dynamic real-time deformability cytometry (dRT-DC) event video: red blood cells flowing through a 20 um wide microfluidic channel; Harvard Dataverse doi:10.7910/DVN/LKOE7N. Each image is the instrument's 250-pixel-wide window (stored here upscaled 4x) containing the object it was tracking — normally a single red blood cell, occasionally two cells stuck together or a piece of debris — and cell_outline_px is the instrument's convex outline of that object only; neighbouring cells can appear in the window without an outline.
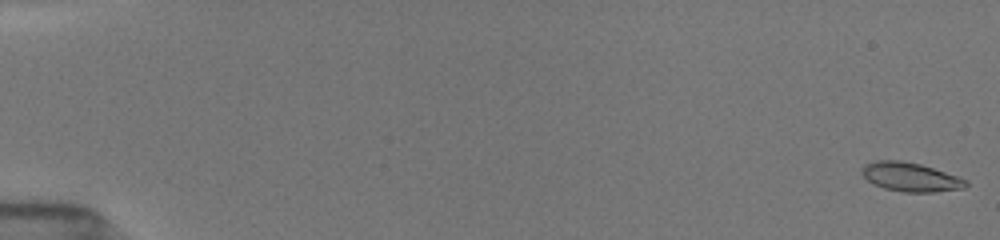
{"species": "common noctule bat (a hibernating species)", "species_latin": "Nyctalus noctula", "temperature_condition": "room temperature", "stored_images_in_passage": 76, "camera_frame_rate_fps": 3000, "um_per_image_px": 0.085, "animal": {"sex": "female", "body_mass_g": 19.5, "forearm_length_mm": 54.1}, "frame": {"image": 1, "passage_image": 1, "time_ms": 0.0, "image_size_px": [1000, 240], "cell_outline_px": [[968, 184], [964, 188], [932, 192], [904, 192], [884, 188], [872, 184], [860, 172], [864, 164], [876, 160], [900, 160], [920, 164], [968, 180]], "centroid_in_image_um": [77.35, 15.04], "position_along_channel_um": 7.6, "area_um2": 17.46}}
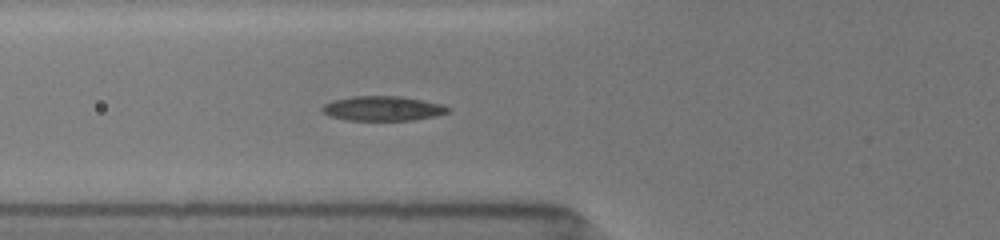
{"frame": {"image": 2, "passage_image": 33, "time_ms": 6.667, "image_size_px": [1000, 240], "cell_outline_px": [[452, 108], [448, 112], [436, 116], [412, 120], [348, 120], [328, 116], [320, 112], [320, 108], [324, 104], [332, 100], [352, 96], [404, 96], [444, 104]], "centroid_in_image_um": [32.53, 9.21], "position_along_channel_um": 93.3, "area_um2": 18.44}}
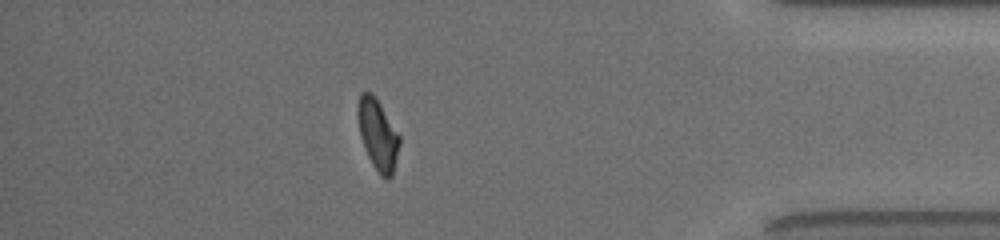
{"frame": {"image": 3, "passage_image": 65, "time_ms": 15.333, "image_size_px": [1000, 240], "cell_outline_px": [[400, 144], [392, 176], [388, 180], [384, 180], [380, 176], [372, 164], [368, 156], [360, 136], [356, 112], [356, 108], [360, 92], [372, 92], [380, 104], [400, 136]], "centroid_in_image_um": [32.1, 11.45], "position_along_channel_um": 403.1, "area_um2": 17.34}, "authors_computed_cell_mechanics": {"area_um2": 17.4845, "velocity_mm_per_s": 3.965, "shape_relaxation_time_tau1_ms": 3.8612, "shape_relaxation_time_tau2_ms": 3.9198, "deformation_change_tau1": 0.1471, "deformation_change_tau2": 0.0635}}